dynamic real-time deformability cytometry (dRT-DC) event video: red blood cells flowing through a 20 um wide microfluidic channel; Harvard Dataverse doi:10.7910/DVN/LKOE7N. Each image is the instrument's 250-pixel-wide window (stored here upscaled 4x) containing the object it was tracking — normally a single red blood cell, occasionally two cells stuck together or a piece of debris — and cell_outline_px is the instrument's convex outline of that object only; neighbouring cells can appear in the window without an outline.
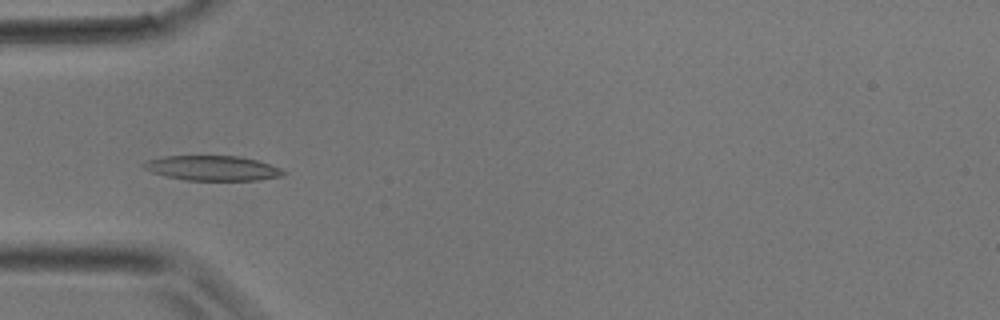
{"species": "common noctule bat (a hibernating species)", "species_latin": "Nyctalus noctula", "temperature_condition": "room temperature", "stored_images_in_passage": 36, "camera_frame_rate_fps": 3000, "um_per_image_px": 0.085, "animal": {"sex": "male", "body_mass_g": 17.9}, "frame": {"image": 1, "passage_image": 10, "time_ms": 3.0, "image_size_px": [1000, 320], "cell_outline_px": [[288, 172], [284, 176], [256, 180], [188, 180], [168, 176], [152, 172], [144, 168], [140, 164], [148, 160], [164, 156], [240, 156], [256, 160], [280, 168]], "centroid_in_image_um": [18.09, 14.29], "position_along_channel_um": 66.9, "area_um2": 20.11}}
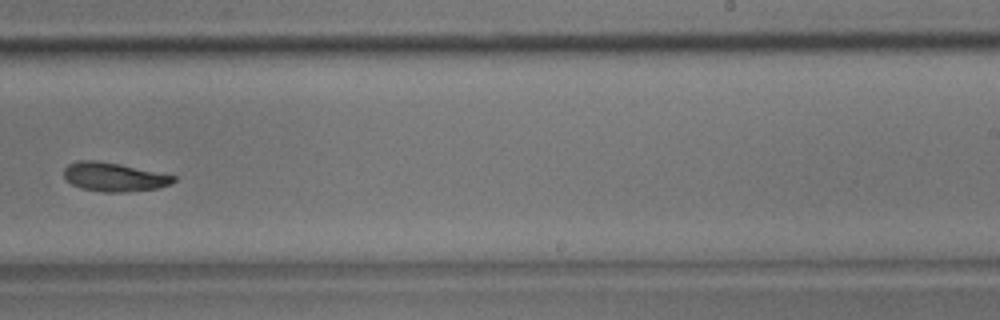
{"frame": {"image": 2, "passage_image": 22, "time_ms": 7.0, "image_size_px": [1000, 320], "cell_outline_px": [[176, 180], [168, 184], [156, 188], [128, 192], [104, 192], [80, 188], [64, 180], [64, 168], [68, 164], [76, 160], [96, 160], [120, 164], [176, 176]], "centroid_in_image_um": [9.63, 15.03], "position_along_channel_um": 279.4, "area_um2": 18.44}}
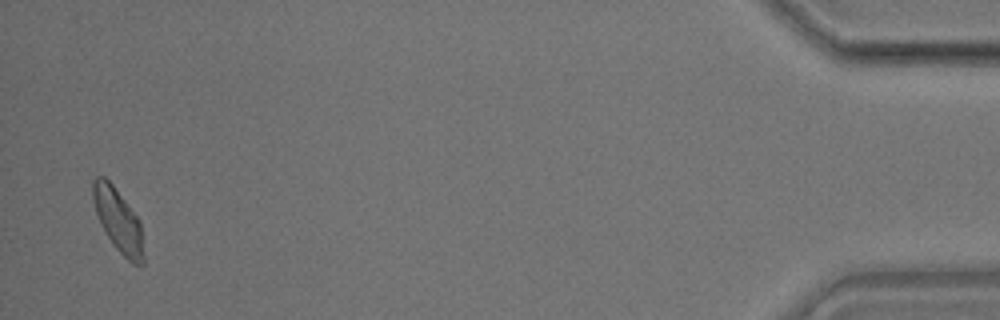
{"frame": {"image": 3, "passage_image": 35, "time_ms": 11.333, "image_size_px": [1000, 320], "cell_outline_px": [[144, 264], [132, 264], [112, 244], [96, 212], [92, 196], [92, 180], [96, 176], [104, 176], [112, 184], [140, 220], [144, 256]], "centroid_in_image_um": [10.05, 18.72], "position_along_channel_um": 425.1, "area_um2": 18.38}}